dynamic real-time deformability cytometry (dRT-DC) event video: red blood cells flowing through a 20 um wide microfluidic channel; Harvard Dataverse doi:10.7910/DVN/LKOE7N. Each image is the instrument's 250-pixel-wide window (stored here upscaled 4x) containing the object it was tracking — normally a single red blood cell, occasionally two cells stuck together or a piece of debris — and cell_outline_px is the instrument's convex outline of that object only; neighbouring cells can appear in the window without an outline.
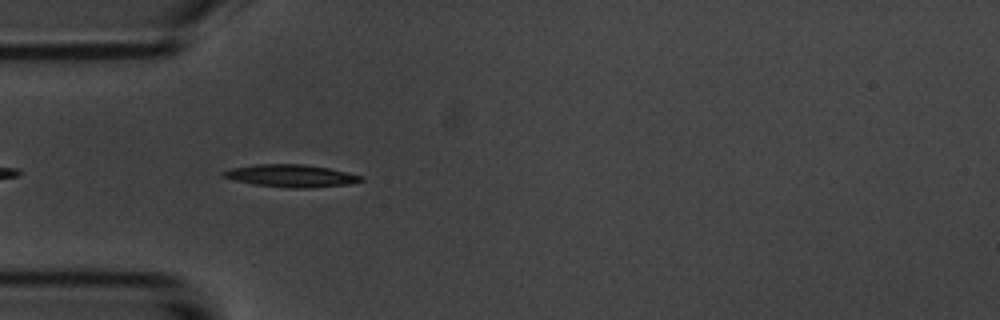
{"species": "common noctule bat (a hibernating species)", "species_latin": "Nyctalus noctula", "temperature_condition": "room temperature", "stored_images_in_passage": 10, "camera_frame_rate_fps": 3000, "um_per_image_px": 0.085, "animal": {"sex": "male", "body_mass_g": 20.1, "forearm_length_mm": 53.5}, "frame": {"image": 1, "passage_image": 4, "time_ms": 3.333, "image_size_px": [1000, 320], "cell_outline_px": [[364, 180], [348, 184], [308, 188], [292, 188], [252, 184], [220, 176], [220, 172], [232, 168], [256, 164], [304, 164], [328, 168], [364, 176]], "centroid_in_image_um": [24.72, 14.94], "position_along_channel_um": 60.3, "area_um2": 17.98}}
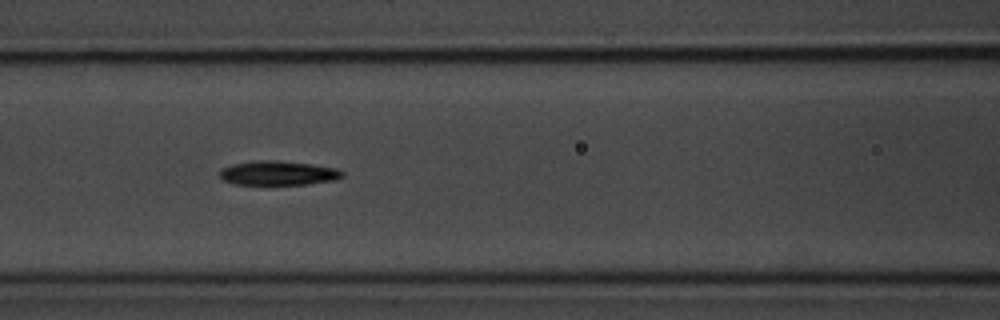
{"frame": {"image": 2, "passage_image": 6, "time_ms": 5.667, "image_size_px": [1000, 320], "cell_outline_px": [[344, 176], [332, 180], [304, 184], [236, 184], [224, 180], [220, 176], [220, 168], [232, 164], [256, 160], [276, 160], [308, 164], [336, 168], [344, 172]], "centroid_in_image_um": [23.61, 14.7], "position_along_channel_um": 143.0, "area_um2": 17.11}}
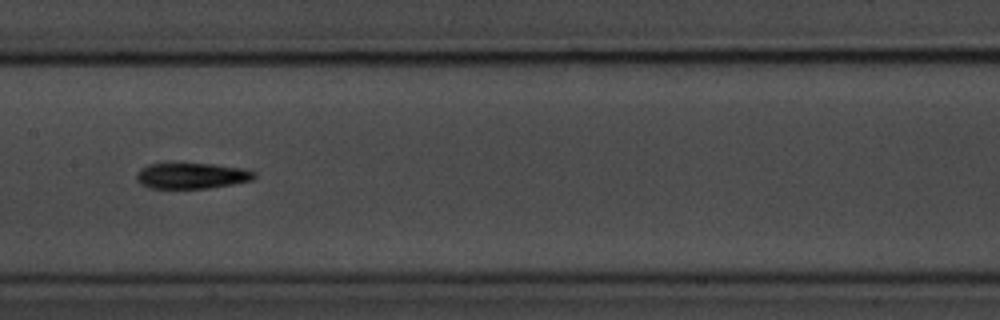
{"frame": {"image": 3, "passage_image": 7, "time_ms": 7.0, "image_size_px": [1000, 320], "cell_outline_px": [[256, 176], [252, 180], [232, 184], [208, 188], [152, 188], [140, 184], [136, 180], [136, 172], [140, 168], [148, 164], [164, 160], [172, 160], [216, 164], [244, 168], [256, 172]], "centroid_in_image_um": [16.22, 14.87], "position_along_channel_um": 191.2, "area_um2": 18.84}}